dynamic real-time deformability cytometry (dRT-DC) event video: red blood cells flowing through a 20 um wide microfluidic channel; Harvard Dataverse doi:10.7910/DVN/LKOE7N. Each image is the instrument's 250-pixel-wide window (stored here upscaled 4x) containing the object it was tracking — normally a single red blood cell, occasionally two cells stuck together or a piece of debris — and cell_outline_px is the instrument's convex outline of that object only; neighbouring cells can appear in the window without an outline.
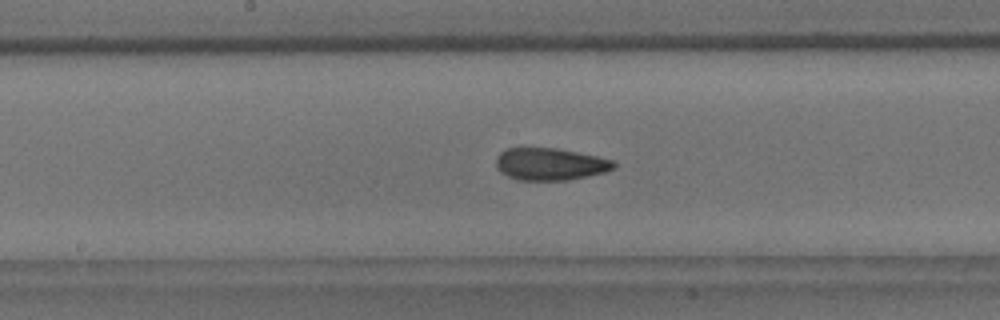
{"species": "common noctule bat (a hibernating species)", "species_latin": "Nyctalus noctula", "temperature_condition": "room temperature", "stored_images_in_passage": 46, "camera_frame_rate_fps": 3000, "um_per_image_px": 0.085, "animal": {"sex": "male", "body_mass_g": 18.8}, "frame": {"image": 1, "passage_image": 19, "time_ms": 6.0, "image_size_px": [1000, 320], "cell_outline_px": [[616, 168], [604, 172], [588, 176], [568, 180], [516, 180], [500, 172], [496, 168], [496, 156], [500, 152], [508, 148], [556, 148], [596, 156], [612, 160], [616, 164]], "centroid_in_image_um": [46.73, 13.95], "position_along_channel_um": 201.5, "area_um2": 22.14}}
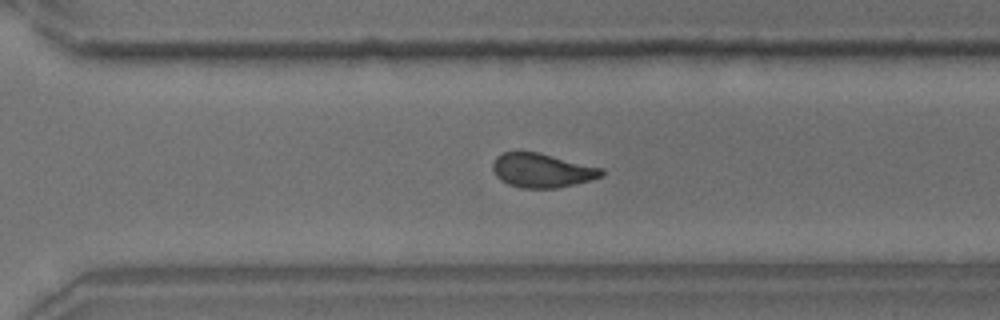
{"frame": {"image": 2, "passage_image": 29, "time_ms": 9.333, "image_size_px": [1000, 320], "cell_outline_px": [[604, 176], [556, 188], [520, 188], [508, 184], [500, 180], [496, 176], [492, 168], [492, 164], [496, 156], [504, 152], [536, 152], [604, 168]], "centroid_in_image_um": [46.05, 14.49], "position_along_channel_um": 324.6, "area_um2": 21.5}}
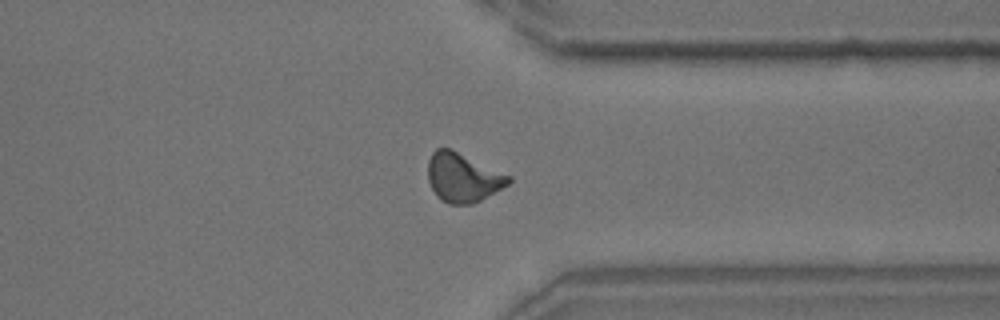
{"frame": {"image": 3, "passage_image": 33, "time_ms": 10.667, "image_size_px": [1000, 320], "cell_outline_px": [[512, 180], [508, 184], [480, 200], [472, 204], [448, 204], [440, 200], [436, 196], [428, 180], [428, 160], [432, 152], [436, 148], [452, 148], [512, 176]], "centroid_in_image_um": [39.33, 15.07], "position_along_channel_um": 372.1, "area_um2": 23.24}, "authors_computed_cell_mechanics": {"area_um2": 22.2241, "velocity_mm_per_s": 3.7019, "shape_relaxation_time_tau1_ms": 7.9009, "shape_relaxation_time_tau2_ms": 2.2553, "deformation_change_tau1": 0.1729, "deformation_change_tau2": 0.0951}}